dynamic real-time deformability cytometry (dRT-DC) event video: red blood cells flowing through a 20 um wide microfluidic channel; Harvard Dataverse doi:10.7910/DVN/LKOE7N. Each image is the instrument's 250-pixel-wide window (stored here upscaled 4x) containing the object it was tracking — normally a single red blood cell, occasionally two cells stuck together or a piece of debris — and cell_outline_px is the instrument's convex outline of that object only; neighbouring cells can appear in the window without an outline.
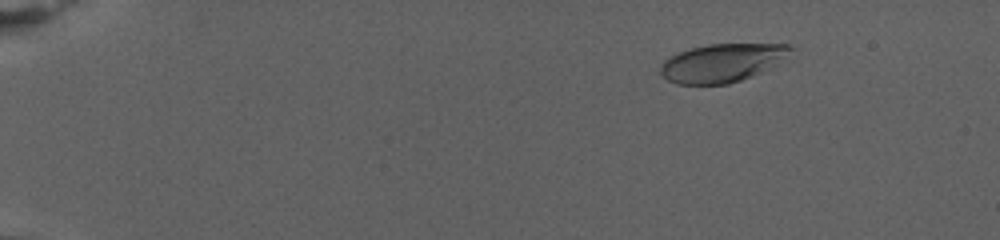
{"species": "human", "species_latin": "Homo sapiens", "temperature_condition": "warm", "stored_images_in_passage": 80, "camera_frame_rate_fps": 3000, "um_per_image_px": 0.085, "donor": {"sex": "female"}, "frame": {"image": 1, "passage_image": 12, "time_ms": 3.667, "image_size_px": [1000, 240], "cell_outline_px": [[796, 48], [776, 64], [760, 72], [740, 80], [728, 84], [676, 84], [668, 80], [660, 72], [660, 64], [664, 60], [680, 52], [692, 48], [712, 44], [788, 44]], "centroid_in_image_um": [61.38, 5.34], "position_along_channel_um": 23.6, "area_um2": 28.67}}
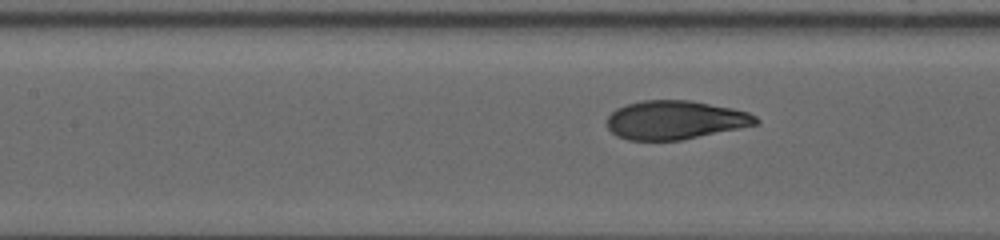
{"frame": {"image": 2, "passage_image": 40, "time_ms": 13.0, "image_size_px": [1000, 240], "cell_outline_px": [[760, 120], [756, 124], [680, 140], [628, 140], [616, 136], [608, 128], [608, 116], [616, 108], [640, 100], [692, 100], [732, 108], [748, 112], [756, 116]], "centroid_in_image_um": [57.36, 10.19], "position_along_channel_um": 150.0, "area_um2": 33.35}}
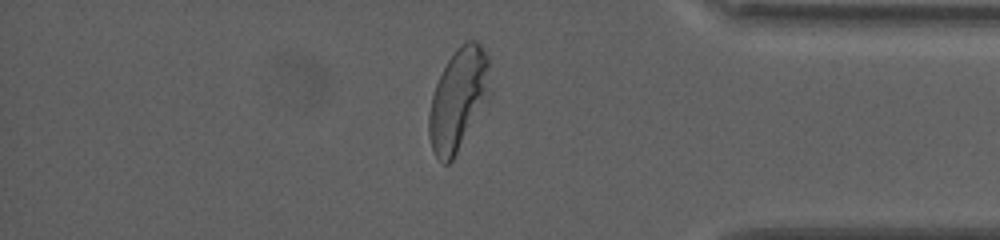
{"frame": {"image": 3, "passage_image": 69, "time_ms": 22.667, "image_size_px": [1000, 240], "cell_outline_px": [[488, 68], [484, 92], [456, 152], [452, 160], [448, 164], [444, 164], [432, 152], [428, 136], [428, 116], [432, 96], [436, 84], [448, 60], [456, 48], [460, 44], [468, 40], [476, 40], [480, 44], [488, 56]], "centroid_in_image_um": [38.81, 8.39], "position_along_channel_um": 396.4, "area_um2": 33.58}, "authors_computed_cell_mechanics": {"area_um2": 33.7263, "velocity_mm_per_s": 2.7267, "shape_relaxation_time_tau1_ms": 5.4256, "shape_relaxation_time_tau2_ms": null, "deformation_change_tau1": 0.219, "deformation_change_tau2": null}}